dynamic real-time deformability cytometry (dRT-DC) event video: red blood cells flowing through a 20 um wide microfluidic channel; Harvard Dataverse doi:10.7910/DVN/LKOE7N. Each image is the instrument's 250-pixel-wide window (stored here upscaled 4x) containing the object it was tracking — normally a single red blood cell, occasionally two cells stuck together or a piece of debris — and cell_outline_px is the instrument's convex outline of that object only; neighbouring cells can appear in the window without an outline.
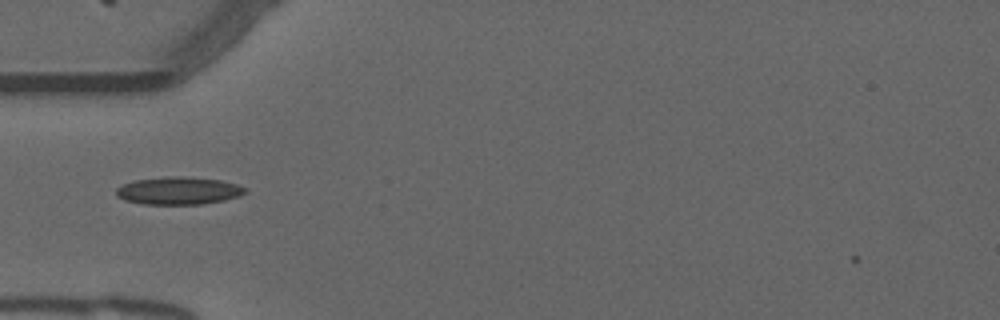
{"species": "common noctule bat (a hibernating species)", "species_latin": "Nyctalus noctula", "temperature_condition": "warm", "stored_images_in_passage": 32, "camera_frame_rate_fps": 3000, "um_per_image_px": 0.085, "animal": {"sex": "male", "forearm_length_mm": 52.5}, "frame": {"image": 1, "passage_image": 3, "time_ms": 0.667, "image_size_px": [1000, 320], "cell_outline_px": [[248, 192], [240, 196], [224, 200], [204, 204], [144, 204], [124, 200], [116, 196], [116, 188], [124, 184], [136, 180], [168, 176], [184, 176], [220, 180], [236, 184], [248, 188]], "centroid_in_image_um": [15.21, 16.21], "position_along_channel_um": 69.8, "area_um2": 20.87}}
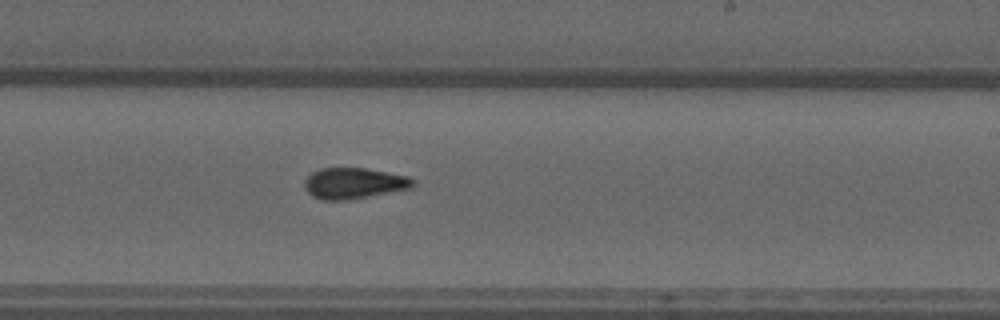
{"frame": {"image": 2, "passage_image": 18, "time_ms": 5.667, "image_size_px": [1000, 320], "cell_outline_px": [[416, 184], [412, 188], [348, 200], [320, 200], [312, 196], [304, 188], [304, 180], [312, 172], [320, 168], [368, 168], [408, 176], [416, 180]], "centroid_in_image_um": [30.09, 15.57], "position_along_channel_um": 258.9, "area_um2": 19.83}}
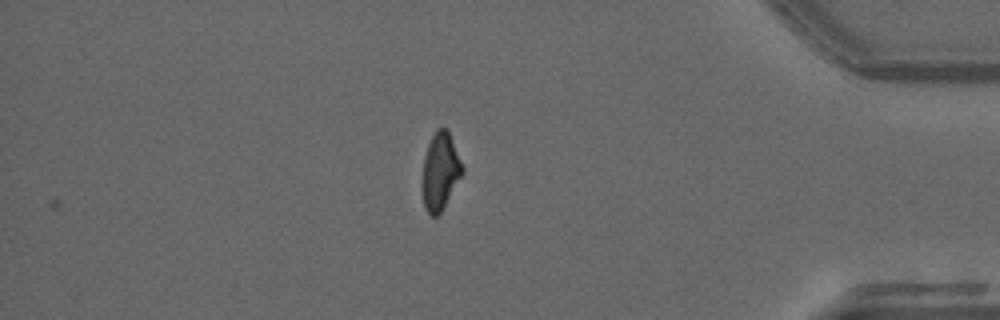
{"frame": {"image": 3, "passage_image": 32, "time_ms": 10.333, "image_size_px": [1000, 320], "cell_outline_px": [[464, 172], [440, 212], [436, 216], [432, 216], [424, 208], [424, 156], [428, 144], [436, 128], [448, 128], [464, 168]], "centroid_in_image_um": [37.45, 14.5], "position_along_channel_um": 397.7, "area_um2": 17.57}, "authors_computed_cell_mechanics": {"area_um2": 19.074, "velocity_mm_per_s": 3.7701, "shape_relaxation_time_tau1_ms": null, "shape_relaxation_time_tau2_ms": 3.4215, "deformation_change_tau1": null, "deformation_change_tau2": 0.0946}}